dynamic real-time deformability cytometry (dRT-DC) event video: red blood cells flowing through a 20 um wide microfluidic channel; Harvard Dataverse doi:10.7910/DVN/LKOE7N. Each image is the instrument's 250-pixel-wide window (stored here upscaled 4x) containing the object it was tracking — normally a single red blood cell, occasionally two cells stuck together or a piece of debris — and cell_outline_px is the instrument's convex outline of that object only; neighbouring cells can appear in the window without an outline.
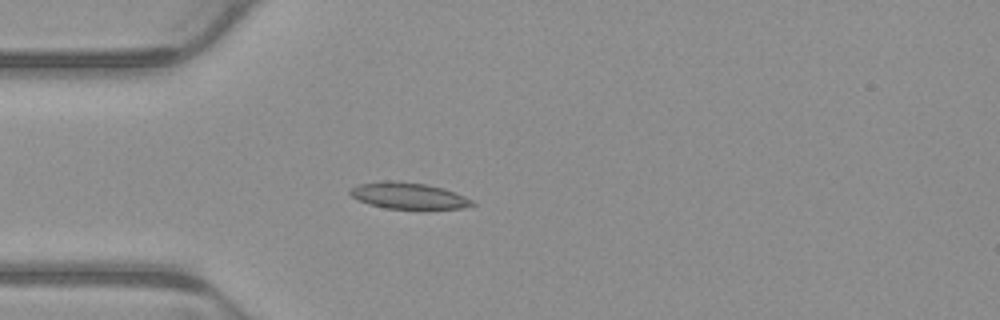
{"species": "common noctule bat (a hibernating species)", "species_latin": "Nyctalus noctula", "temperature_condition": "warm", "stored_images_in_passage": 4, "camera_frame_rate_fps": 3000, "um_per_image_px": 0.085, "animal": {"sex": "male", "body_mass_g": 23.1, "forearm_length_mm": 52.7}, "frame": {"image": 1, "passage_image": 4, "time_ms": 1.0, "image_size_px": [1000, 320], "cell_outline_px": [[476, 204], [464, 208], [384, 208], [368, 204], [352, 196], [348, 192], [352, 188], [360, 184], [384, 180], [388, 180], [424, 184], [444, 188], [464, 196], [472, 200]], "centroid_in_image_um": [34.71, 16.63], "position_along_channel_um": 50.3, "area_um2": 18.38}}